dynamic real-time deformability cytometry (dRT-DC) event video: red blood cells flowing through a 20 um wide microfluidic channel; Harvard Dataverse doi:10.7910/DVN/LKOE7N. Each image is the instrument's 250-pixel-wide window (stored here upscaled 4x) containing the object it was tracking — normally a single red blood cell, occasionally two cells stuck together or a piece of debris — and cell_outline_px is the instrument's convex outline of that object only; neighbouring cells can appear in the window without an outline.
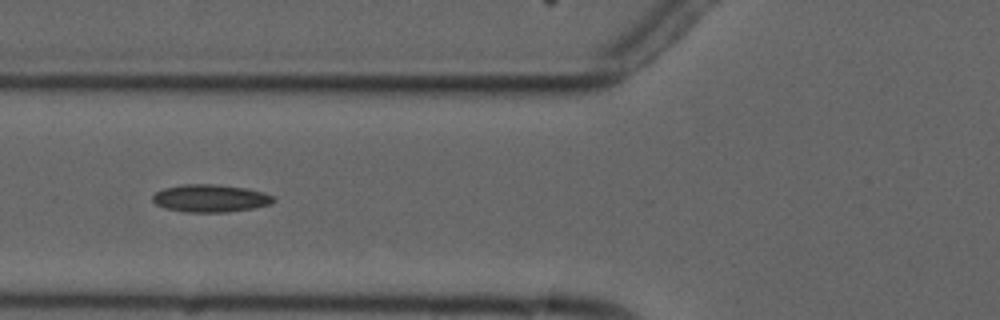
{"species": "common noctule bat (a hibernating species)", "species_latin": "Nyctalus noctula", "temperature_condition": "cold", "stored_images_in_passage": 6, "camera_frame_rate_fps": 3000, "um_per_image_px": 0.085, "animal": {"sex": "male", "forearm_length_mm": 52.5}, "frame": {"image": 1, "passage_image": 6, "time_ms": 5.667, "image_size_px": [1000, 320], "cell_outline_px": [[276, 200], [268, 204], [252, 208], [228, 212], [184, 212], [164, 208], [156, 204], [152, 200], [152, 196], [156, 192], [164, 188], [184, 184], [216, 184], [244, 188], [260, 192], [272, 196]], "centroid_in_image_um": [17.82, 16.86], "position_along_channel_um": 108.0, "area_um2": 19.25}}